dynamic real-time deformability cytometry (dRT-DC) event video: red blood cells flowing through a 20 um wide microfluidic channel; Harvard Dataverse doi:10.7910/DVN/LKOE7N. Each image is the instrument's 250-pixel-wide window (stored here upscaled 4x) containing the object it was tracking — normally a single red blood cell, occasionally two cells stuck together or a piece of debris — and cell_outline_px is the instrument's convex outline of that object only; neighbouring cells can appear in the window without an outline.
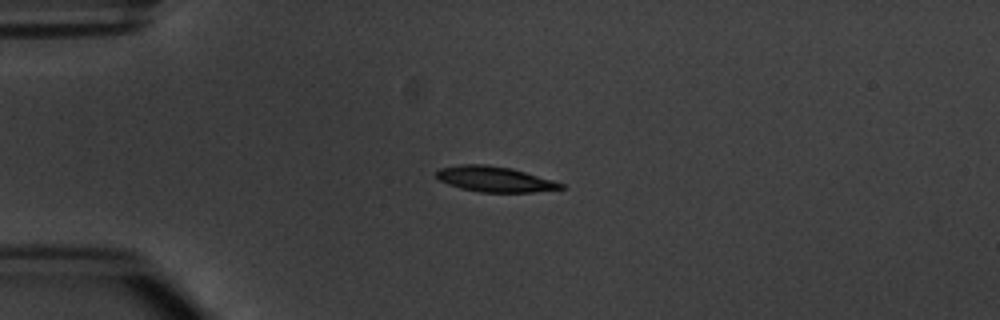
{"species": "common noctule bat (a hibernating species)", "species_latin": "Nyctalus noctula", "temperature_condition": "warm", "stored_images_in_passage": 6, "camera_frame_rate_fps": 3000, "um_per_image_px": 0.085, "animal": {"sex": "male", "body_mass_g": 20.1, "forearm_length_mm": 53.5}, "frame": {"image": 1, "passage_image": 3, "time_ms": 2.333, "image_size_px": [1000, 320], "cell_outline_px": [[564, 188], [532, 192], [480, 192], [460, 188], [448, 184], [440, 180], [436, 176], [436, 172], [440, 168], [460, 164], [484, 164], [512, 168], [552, 180], [564, 184]], "centroid_in_image_um": [42.02, 15.22], "position_along_channel_um": 43.0, "area_um2": 18.32}}